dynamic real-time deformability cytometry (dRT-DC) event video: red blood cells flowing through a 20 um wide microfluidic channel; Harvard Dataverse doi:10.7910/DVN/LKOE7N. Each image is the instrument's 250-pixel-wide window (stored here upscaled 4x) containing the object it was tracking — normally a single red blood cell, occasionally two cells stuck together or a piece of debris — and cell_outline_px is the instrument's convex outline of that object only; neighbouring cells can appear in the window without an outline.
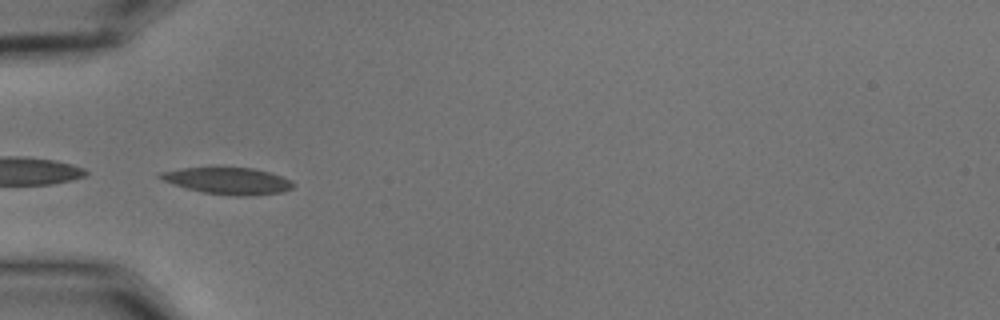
{"species": "common noctule bat (a hibernating species)", "species_latin": "Nyctalus noctula", "temperature_condition": "cold", "stored_images_in_passage": 26, "camera_frame_rate_fps": 3000, "um_per_image_px": 0.085, "animal": {"sex": "male", "body_mass_g": 15.6}, "frame": {"image": 1, "passage_image": 1, "time_ms": 0.0, "image_size_px": [1000, 320], "cell_outline_px": [[296, 184], [292, 188], [284, 192], [252, 196], [236, 196], [204, 192], [188, 188], [164, 180], [156, 176], [160, 172], [180, 168], [252, 168], [268, 172], [292, 180]], "centroid_in_image_um": [19.44, 15.38], "position_along_channel_um": 65.6, "area_um2": 20.46}}